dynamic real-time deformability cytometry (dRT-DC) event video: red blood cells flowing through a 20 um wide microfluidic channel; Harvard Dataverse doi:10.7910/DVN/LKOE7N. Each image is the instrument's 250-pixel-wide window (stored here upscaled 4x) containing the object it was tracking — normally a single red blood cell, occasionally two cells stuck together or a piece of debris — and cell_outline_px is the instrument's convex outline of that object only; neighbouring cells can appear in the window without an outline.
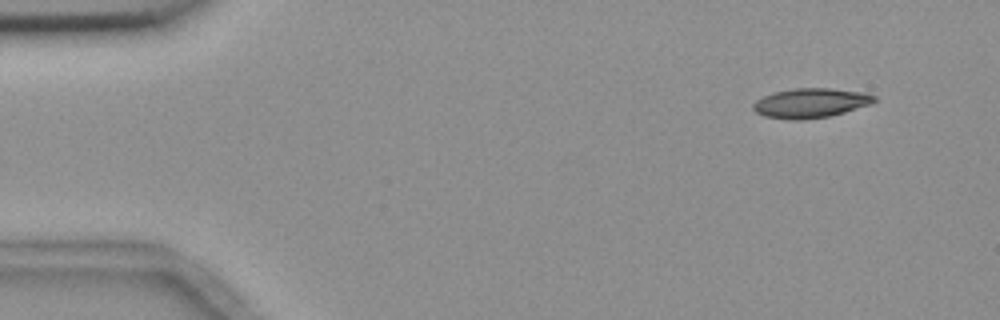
{"species": "common noctule bat (a hibernating species)", "species_latin": "Nyctalus noctula", "temperature_condition": "room temperature", "stored_images_in_passage": 5, "camera_frame_rate_fps": 3000, "um_per_image_px": 0.085, "animal": {"sex": "female", "body_mass_g": 18.4}, "frame": {"image": 1, "passage_image": 1, "time_ms": 0.0, "image_size_px": [1000, 320], "cell_outline_px": [[876, 100], [872, 104], [844, 112], [828, 116], [800, 120], [796, 120], [764, 116], [756, 112], [752, 108], [752, 104], [756, 100], [772, 92], [792, 88], [832, 88], [864, 92], [876, 96]], "centroid_in_image_um": [68.9, 8.74], "position_along_channel_um": 16.1, "area_um2": 20.92}}
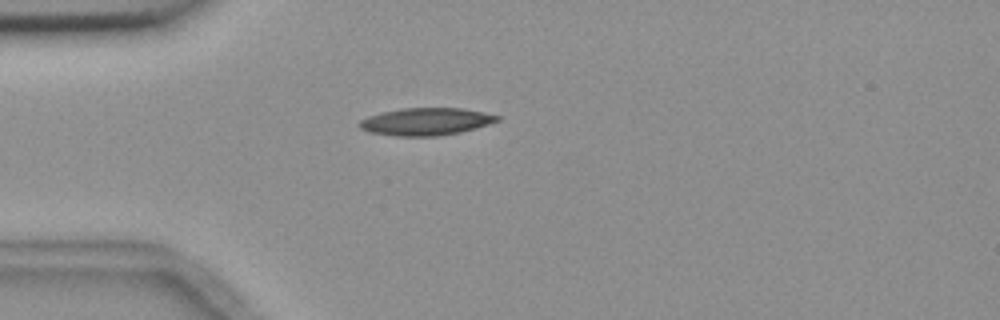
{"frame": {"image": 2, "passage_image": 4, "time_ms": 3.333, "image_size_px": [1000, 320], "cell_outline_px": [[500, 120], [476, 128], [460, 132], [436, 136], [396, 136], [368, 132], [360, 128], [360, 120], [368, 116], [380, 112], [404, 108], [464, 108], [500, 116]], "centroid_in_image_um": [36.2, 10.33], "position_along_channel_um": 48.8, "area_um2": 21.96}}